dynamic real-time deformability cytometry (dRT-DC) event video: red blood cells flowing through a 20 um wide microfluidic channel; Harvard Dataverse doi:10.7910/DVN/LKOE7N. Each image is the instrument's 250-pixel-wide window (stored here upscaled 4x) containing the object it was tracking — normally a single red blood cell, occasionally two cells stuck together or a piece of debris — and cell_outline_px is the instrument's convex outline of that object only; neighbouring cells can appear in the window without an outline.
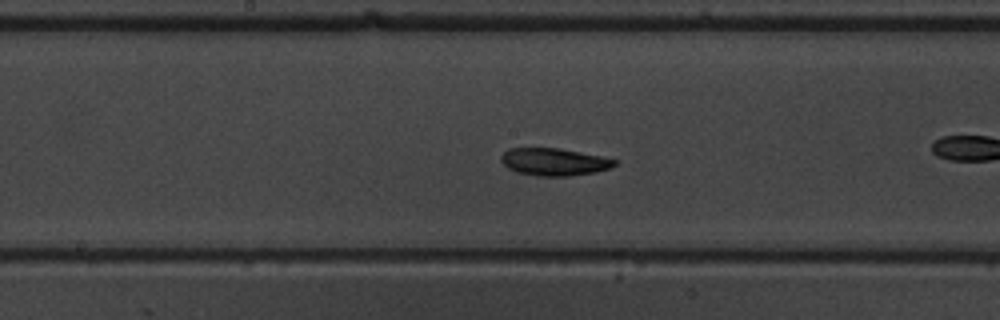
{"species": "common noctule bat (a hibernating species)", "species_latin": "Nyctalus noctula", "temperature_condition": "warm", "stored_images_in_passage": 37, "camera_frame_rate_fps": 3000, "um_per_image_px": 0.085, "animal": {"sex": "male", "body_mass_g": 19.5, "forearm_length_mm": 54.6}, "frame": {"image": 1, "passage_image": 10, "time_ms": 3.0, "image_size_px": [1000, 320], "cell_outline_px": [[616, 164], [612, 168], [596, 172], [568, 176], [536, 176], [516, 172], [508, 168], [500, 160], [500, 156], [508, 148], [560, 148], [600, 156], [616, 160]], "centroid_in_image_um": [47.08, 13.76], "position_along_channel_um": 201.1, "area_um2": 18.21}}
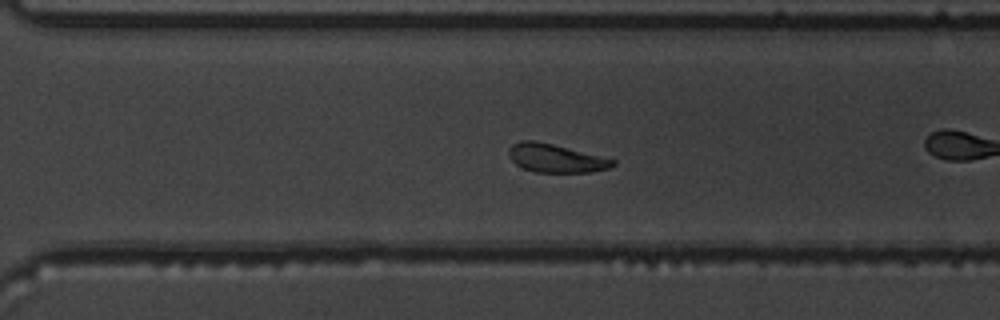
{"frame": {"image": 2, "passage_image": 20, "time_ms": 6.333, "image_size_px": [1000, 320], "cell_outline_px": [[616, 164], [608, 168], [592, 172], [536, 172], [524, 168], [516, 164], [508, 156], [508, 148], [512, 144], [520, 140], [536, 140], [616, 160]], "centroid_in_image_um": [47.2, 13.44], "position_along_channel_um": 323.4, "area_um2": 17.11}}
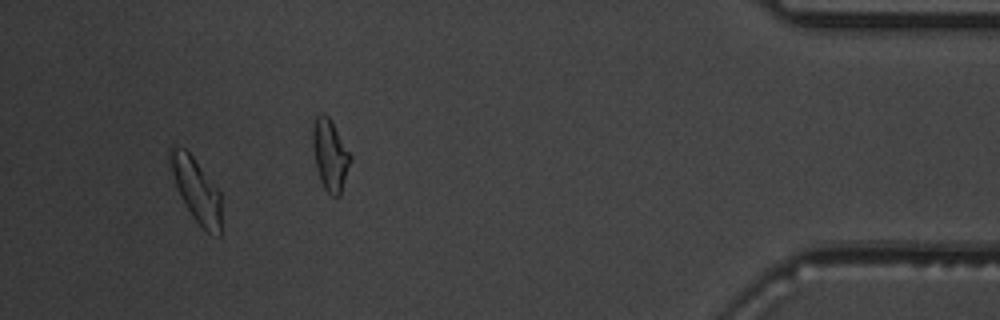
{"frame": {"image": 3, "passage_image": 33, "time_ms": 10.667, "image_size_px": [1000, 320], "cell_outline_px": [[220, 236], [208, 232], [192, 216], [176, 184], [168, 164], [168, 148], [184, 148], [192, 156], [220, 192]], "centroid_in_image_um": [16.67, 16.11], "position_along_channel_um": 418.5, "area_um2": 18.26}, "authors_computed_cell_mechanics": {"area_um2": 18.5538, "velocity_mm_per_s": 3.6809, "shape_relaxation_time_tau1_ms": 2.1345, "shape_relaxation_time_tau2_ms": null, "deformation_change_tau1": 0.073, "deformation_change_tau2": null}}